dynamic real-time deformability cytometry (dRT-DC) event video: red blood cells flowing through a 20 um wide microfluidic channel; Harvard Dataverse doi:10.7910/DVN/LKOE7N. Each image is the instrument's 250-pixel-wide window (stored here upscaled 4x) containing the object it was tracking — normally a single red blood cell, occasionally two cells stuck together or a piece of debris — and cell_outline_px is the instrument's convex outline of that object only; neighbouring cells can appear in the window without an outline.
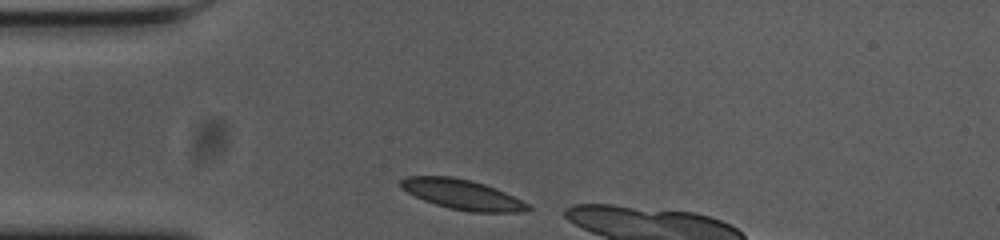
{"species": "common noctule bat (a hibernating species)", "species_latin": "Nyctalus noctula", "temperature_condition": "cold", "stored_images_in_passage": 10, "camera_frame_rate_fps": 3000, "um_per_image_px": 0.085, "animal": {"sex": "female", "body_mass_g": 23.0, "forearm_length_mm": 53.4}, "frame": {"image": 1, "passage_image": 1, "time_ms": 0.0, "image_size_px": [1000, 240], "cell_outline_px": [[532, 208], [524, 212], [468, 212], [448, 208], [424, 200], [400, 188], [400, 180], [408, 176], [452, 176], [472, 180], [496, 188], [528, 204]], "centroid_in_image_um": [39.28, 16.53], "position_along_channel_um": 45.7, "area_um2": 22.14}}
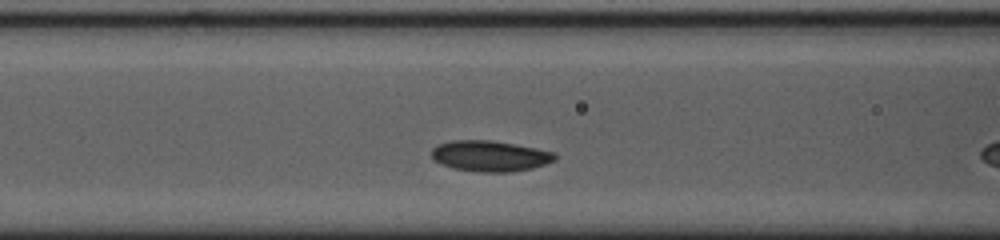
{"frame": {"image": 2, "passage_image": 9, "time_ms": 2.667, "image_size_px": [1000, 240], "cell_outline_px": [[556, 160], [532, 168], [508, 172], [480, 172], [456, 168], [440, 164], [432, 160], [432, 148], [436, 144], [452, 140], [488, 140], [536, 148], [556, 152]], "centroid_in_image_um": [41.62, 13.25], "position_along_channel_um": 125.0, "area_um2": 22.08}}